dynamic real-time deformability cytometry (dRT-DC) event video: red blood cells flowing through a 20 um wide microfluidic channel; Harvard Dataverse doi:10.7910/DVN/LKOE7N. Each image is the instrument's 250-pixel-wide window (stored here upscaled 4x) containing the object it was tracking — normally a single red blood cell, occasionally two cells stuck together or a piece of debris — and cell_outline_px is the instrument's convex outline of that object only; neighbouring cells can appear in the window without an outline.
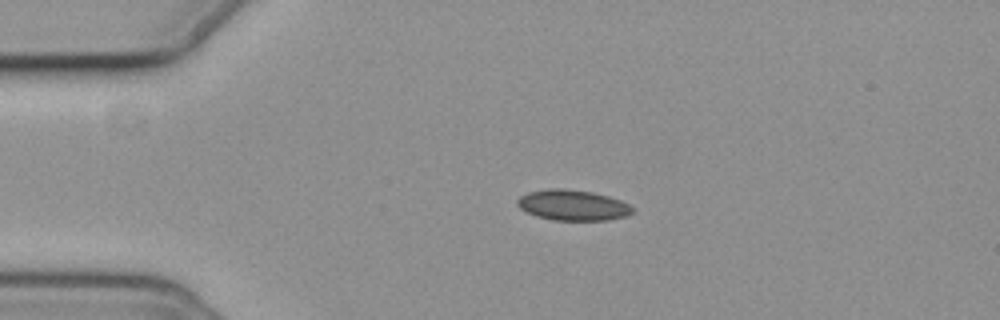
{"species": "common noctule bat (a hibernating species)", "species_latin": "Nyctalus noctula", "temperature_condition": "cold", "stored_images_in_passage": 45, "camera_frame_rate_fps": 3000, "um_per_image_px": 0.085, "animal": {"sex": "female", "body_mass_g": 19.3, "forearm_length_mm": 54.1}, "frame": {"image": 1, "passage_image": 1, "time_ms": 0.0, "image_size_px": [1000, 320], "cell_outline_px": [[636, 208], [628, 216], [608, 220], [552, 220], [536, 216], [520, 208], [516, 204], [516, 200], [520, 196], [528, 192], [548, 188], [564, 188], [592, 192], [608, 196], [620, 200]], "centroid_in_image_um": [48.69, 17.44], "position_along_channel_um": 36.3, "area_um2": 20.69}}
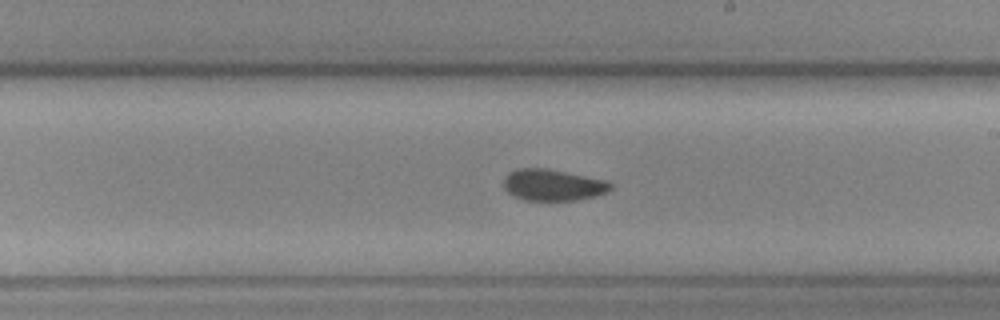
{"frame": {"image": 2, "passage_image": 21, "time_ms": 6.667, "image_size_px": [1000, 320], "cell_outline_px": [[612, 188], [608, 192], [596, 196], [576, 200], [548, 204], [524, 200], [508, 192], [504, 188], [504, 176], [508, 172], [516, 168], [544, 168], [608, 180], [612, 184]], "centroid_in_image_um": [47.0, 15.77], "position_along_channel_um": 242.0, "area_um2": 20.4}}
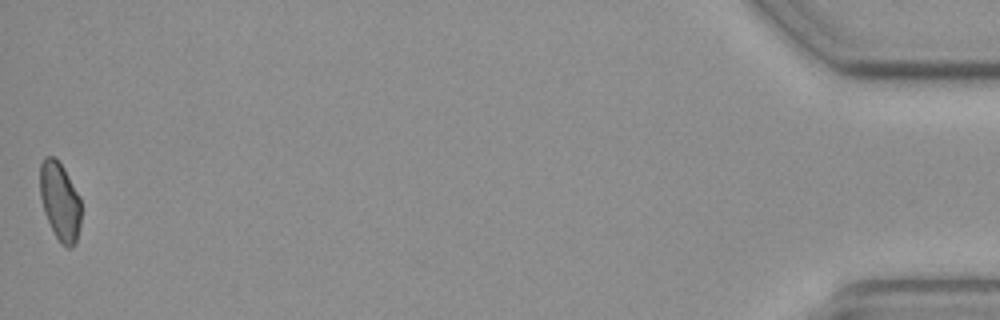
{"frame": {"image": 3, "passage_image": 45, "time_ms": 14.667, "image_size_px": [1000, 320], "cell_outline_px": [[80, 228], [76, 244], [72, 248], [68, 248], [60, 244], [44, 212], [40, 196], [40, 164], [44, 156], [52, 156], [64, 168], [80, 196]], "centroid_in_image_um": [5.1, 17.14], "position_along_channel_um": 430.1, "area_um2": 18.84}, "authors_computed_cell_mechanics": {"area_um2": 19.7676, "velocity_mm_per_s": 3.6509, "shape_relaxation_time_tau1_ms": 8.5592, "shape_relaxation_time_tau2_ms": 5.0357, "deformation_change_tau1": 0.114, "deformation_change_tau2": 0.0759}}